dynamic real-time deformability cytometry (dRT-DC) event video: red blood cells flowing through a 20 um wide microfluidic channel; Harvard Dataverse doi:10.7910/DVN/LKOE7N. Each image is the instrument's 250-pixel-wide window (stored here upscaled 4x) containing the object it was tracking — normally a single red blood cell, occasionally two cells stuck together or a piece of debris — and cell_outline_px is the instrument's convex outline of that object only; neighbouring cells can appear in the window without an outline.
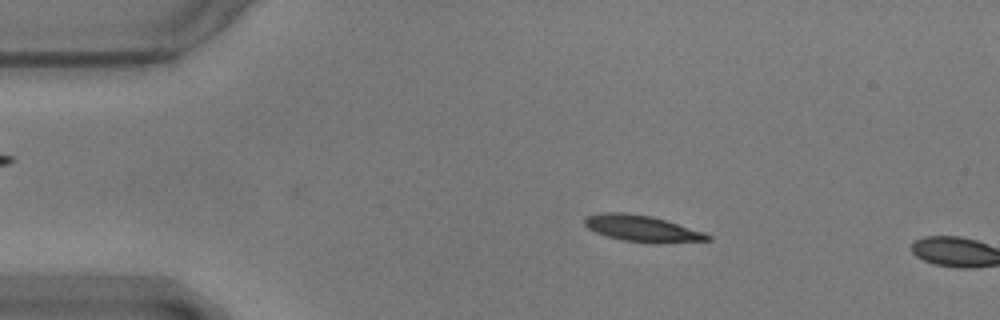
{"species": "common noctule bat (a hibernating species)", "species_latin": "Nyctalus noctula", "temperature_condition": "warm", "stored_images_in_passage": 12, "camera_frame_rate_fps": 3000, "um_per_image_px": 0.085, "animal": {"sex": "male", "body_mass_g": 17.9}, "frame": {"image": 1, "passage_image": 10, "time_ms": 3.0, "image_size_px": [1000, 320], "cell_outline_px": [[712, 240], [656, 244], [620, 240], [596, 232], [588, 228], [584, 224], [584, 220], [588, 216], [600, 212], [624, 212], [652, 216], [704, 232], [712, 236]], "centroid_in_image_um": [54.6, 19.43], "position_along_channel_um": 30.4, "area_um2": 19.02}}